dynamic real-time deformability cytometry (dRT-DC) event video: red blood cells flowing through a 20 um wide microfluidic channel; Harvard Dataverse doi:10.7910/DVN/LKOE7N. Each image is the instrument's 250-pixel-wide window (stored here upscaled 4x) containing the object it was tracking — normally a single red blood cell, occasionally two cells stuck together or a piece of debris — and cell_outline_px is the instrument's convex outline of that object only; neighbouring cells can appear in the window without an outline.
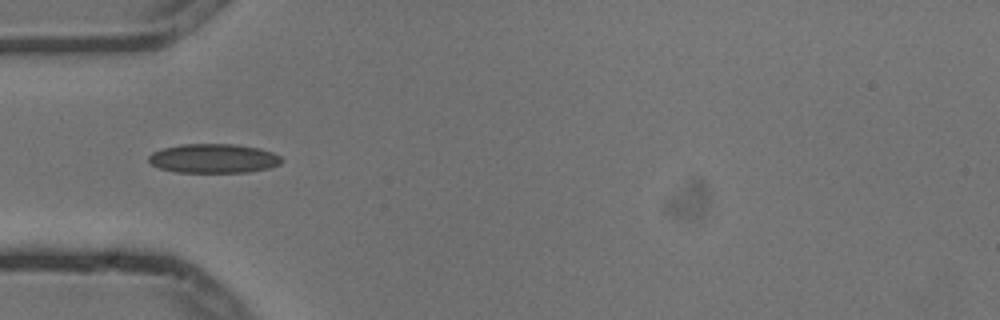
{"species": "common noctule bat (a hibernating species)", "species_latin": "Nyctalus noctula", "temperature_condition": "cold", "stored_images_in_passage": 10, "camera_frame_rate_fps": 3000, "um_per_image_px": 0.085, "animal": {"sex": "male", "body_mass_g": 13.3}, "frame": {"image": 1, "passage_image": 4, "time_ms": 1.0, "image_size_px": [1000, 320], "cell_outline_px": [[284, 160], [280, 164], [268, 168], [248, 172], [176, 172], [160, 168], [152, 164], [148, 160], [148, 156], [152, 152], [164, 148], [180, 144], [236, 144], [260, 148], [272, 152], [280, 156]], "centroid_in_image_um": [18.17, 13.46], "position_along_channel_um": 66.8, "area_um2": 22.66}}
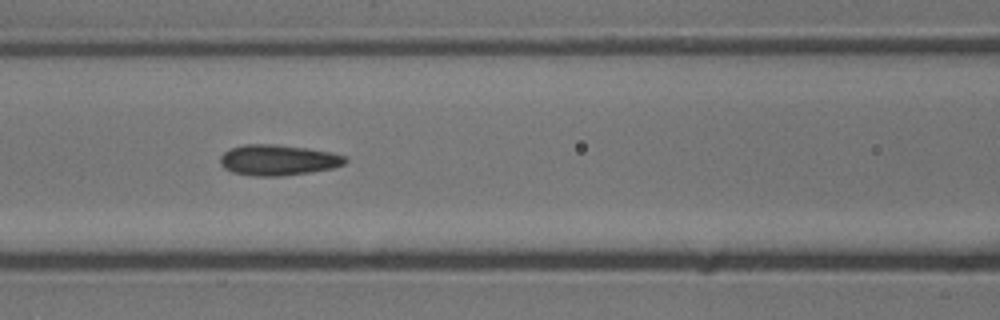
{"frame": {"image": 2, "passage_image": 6, "time_ms": 1.667, "image_size_px": [1000, 320], "cell_outline_px": [[348, 160], [344, 164], [332, 168], [308, 172], [280, 176], [256, 176], [232, 172], [224, 168], [220, 164], [220, 156], [224, 152], [232, 148], [244, 144], [276, 144], [308, 148], [332, 152], [348, 156]], "centroid_in_image_um": [23.65, 13.59], "position_along_channel_um": 142.9, "area_um2": 22.43}}
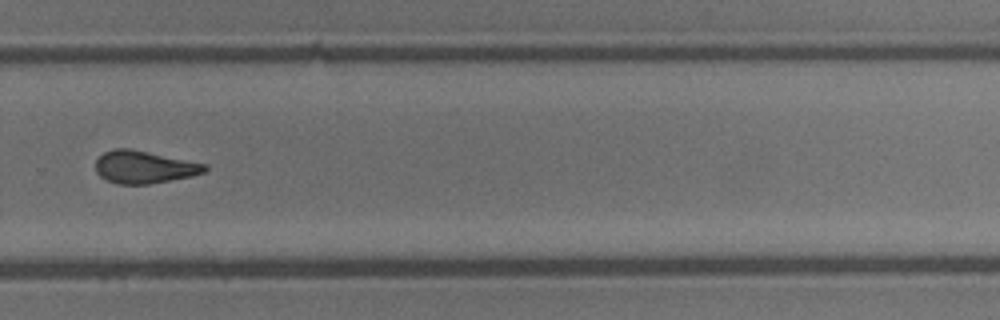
{"frame": {"image": 3, "passage_image": 10, "time_ms": 3.0, "image_size_px": [1000, 320], "cell_outline_px": [[208, 168], [204, 172], [192, 176], [148, 184], [116, 184], [100, 176], [96, 172], [96, 160], [104, 152], [116, 148], [128, 148], [208, 164]], "centroid_in_image_um": [12.26, 14.2], "position_along_channel_um": 317.5, "area_um2": 20.58}}